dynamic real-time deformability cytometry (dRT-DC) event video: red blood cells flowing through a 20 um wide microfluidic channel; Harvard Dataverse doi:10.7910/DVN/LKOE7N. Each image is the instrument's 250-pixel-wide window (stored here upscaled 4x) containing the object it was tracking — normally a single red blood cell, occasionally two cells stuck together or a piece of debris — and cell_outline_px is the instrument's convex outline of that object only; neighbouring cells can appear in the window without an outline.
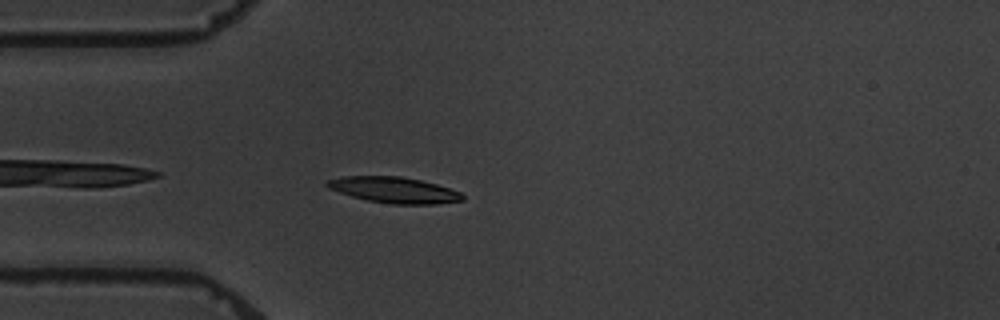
{"species": "common noctule bat (a hibernating species)", "species_latin": "Nyctalus noctula", "temperature_condition": "warm", "stored_images_in_passage": 4, "camera_frame_rate_fps": 3000, "um_per_image_px": 0.085, "animal": {"sex": "male", "body_mass_g": 19.5, "forearm_length_mm": 54.6}, "frame": {"image": 1, "passage_image": 4, "time_ms": 3.333, "image_size_px": [1000, 320], "cell_outline_px": [[464, 200], [436, 204], [392, 204], [368, 200], [352, 196], [328, 188], [324, 184], [328, 180], [344, 176], [400, 176], [420, 180], [436, 184], [460, 192], [464, 196]], "centroid_in_image_um": [33.5, 16.15], "position_along_channel_um": 51.5, "area_um2": 20.29}}